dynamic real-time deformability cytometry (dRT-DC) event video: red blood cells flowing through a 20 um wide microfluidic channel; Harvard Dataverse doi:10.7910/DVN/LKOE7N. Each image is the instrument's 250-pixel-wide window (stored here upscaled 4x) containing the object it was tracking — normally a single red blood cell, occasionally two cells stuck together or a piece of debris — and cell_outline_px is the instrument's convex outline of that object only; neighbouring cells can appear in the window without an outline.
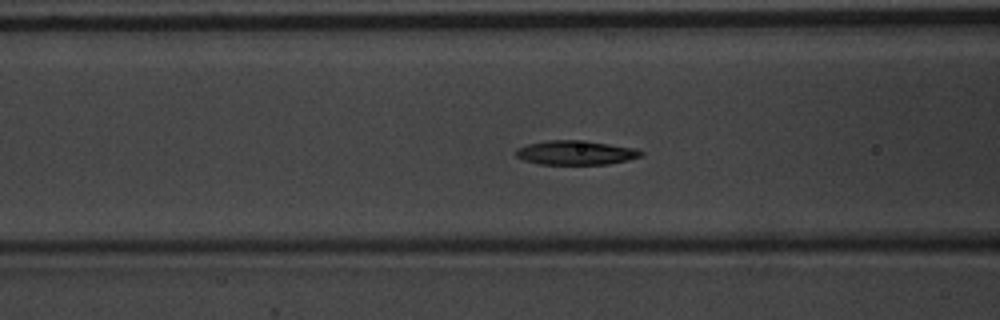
{"species": "common noctule bat (a hibernating species)", "species_latin": "Nyctalus noctula", "temperature_condition": "warm", "stored_images_in_passage": 58, "camera_frame_rate_fps": 3000, "um_per_image_px": 0.085, "animal": {"sex": "male", "body_mass_g": 20.1, "forearm_length_mm": 53.5}, "frame": {"image": 1, "passage_image": 24, "time_ms": 7.667, "image_size_px": [1000, 320], "cell_outline_px": [[644, 156], [628, 160], [608, 164], [540, 164], [524, 160], [516, 156], [516, 148], [528, 144], [548, 140], [588, 140], [636, 148], [644, 152]], "centroid_in_image_um": [48.99, 12.97], "position_along_channel_um": 117.6, "area_um2": 17.86}}
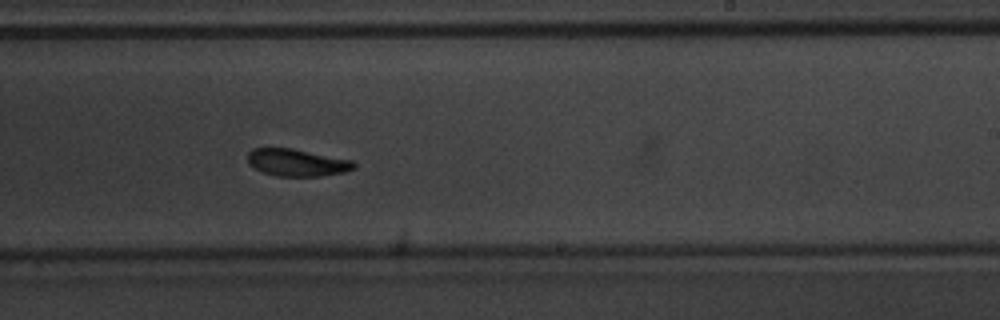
{"frame": {"image": 2, "passage_image": 36, "time_ms": 11.667, "image_size_px": [1000, 320], "cell_outline_px": [[356, 168], [344, 172], [320, 176], [276, 176], [264, 172], [248, 164], [248, 152], [252, 148], [292, 148], [352, 160], [356, 164]], "centroid_in_image_um": [25.25, 13.81], "position_along_channel_um": 263.8, "area_um2": 16.82}}
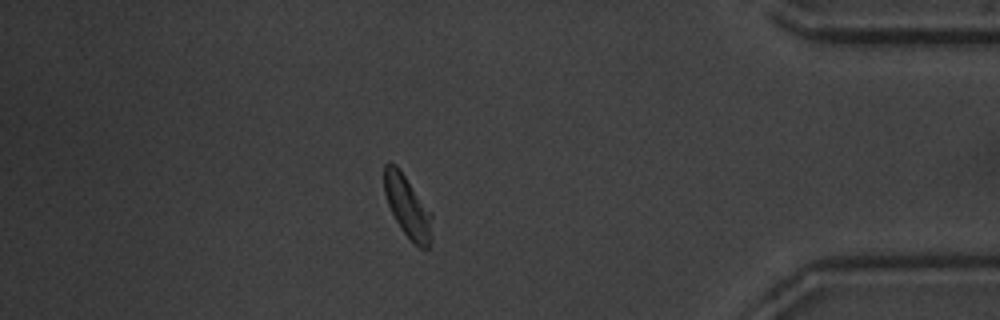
{"frame": {"image": 3, "passage_image": 50, "time_ms": 16.333, "image_size_px": [1000, 320], "cell_outline_px": [[432, 236], [428, 248], [420, 248], [400, 228], [388, 204], [384, 192], [384, 164], [388, 160], [396, 164], [400, 168], [432, 212]], "centroid_in_image_um": [34.65, 17.5], "position_along_channel_um": 400.6, "area_um2": 17.4}, "authors_computed_cell_mechanics": {"area_um2": 17.5712, "velocity_mm_per_s": 3.6577, "shape_relaxation_time_tau1_ms": 6.3471, "shape_relaxation_time_tau2_ms": 5.0055, "deformation_change_tau1": 0.2376, "deformation_change_tau2": 0.1105}}